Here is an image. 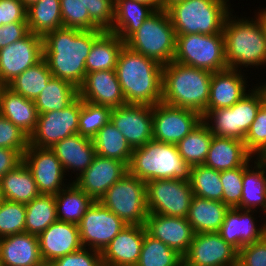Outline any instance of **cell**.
<instances>
[{
  "mask_svg": "<svg viewBox=\"0 0 266 266\" xmlns=\"http://www.w3.org/2000/svg\"><path fill=\"white\" fill-rule=\"evenodd\" d=\"M102 29L80 30L60 27L43 37V59L53 77L79 88L86 76L85 62Z\"/></svg>",
  "mask_w": 266,
  "mask_h": 266,
  "instance_id": "1",
  "label": "cell"
},
{
  "mask_svg": "<svg viewBox=\"0 0 266 266\" xmlns=\"http://www.w3.org/2000/svg\"><path fill=\"white\" fill-rule=\"evenodd\" d=\"M163 65L124 45L115 71L126 104L154 106L162 102Z\"/></svg>",
  "mask_w": 266,
  "mask_h": 266,
  "instance_id": "2",
  "label": "cell"
},
{
  "mask_svg": "<svg viewBox=\"0 0 266 266\" xmlns=\"http://www.w3.org/2000/svg\"><path fill=\"white\" fill-rule=\"evenodd\" d=\"M212 72L172 61L162 69V102L203 115L207 111Z\"/></svg>",
  "mask_w": 266,
  "mask_h": 266,
  "instance_id": "3",
  "label": "cell"
},
{
  "mask_svg": "<svg viewBox=\"0 0 266 266\" xmlns=\"http://www.w3.org/2000/svg\"><path fill=\"white\" fill-rule=\"evenodd\" d=\"M234 17L230 13L223 28L228 68L266 65V36L258 15L251 20Z\"/></svg>",
  "mask_w": 266,
  "mask_h": 266,
  "instance_id": "4",
  "label": "cell"
},
{
  "mask_svg": "<svg viewBox=\"0 0 266 266\" xmlns=\"http://www.w3.org/2000/svg\"><path fill=\"white\" fill-rule=\"evenodd\" d=\"M128 172L145 183L156 179L190 181L191 166L182 159L176 145L152 139L133 149Z\"/></svg>",
  "mask_w": 266,
  "mask_h": 266,
  "instance_id": "5",
  "label": "cell"
},
{
  "mask_svg": "<svg viewBox=\"0 0 266 266\" xmlns=\"http://www.w3.org/2000/svg\"><path fill=\"white\" fill-rule=\"evenodd\" d=\"M227 2L229 0H181L165 10L176 35H213L223 33L224 23L231 13Z\"/></svg>",
  "mask_w": 266,
  "mask_h": 266,
  "instance_id": "6",
  "label": "cell"
},
{
  "mask_svg": "<svg viewBox=\"0 0 266 266\" xmlns=\"http://www.w3.org/2000/svg\"><path fill=\"white\" fill-rule=\"evenodd\" d=\"M125 45L162 65L172 62L176 53V34L166 10H156Z\"/></svg>",
  "mask_w": 266,
  "mask_h": 266,
  "instance_id": "7",
  "label": "cell"
},
{
  "mask_svg": "<svg viewBox=\"0 0 266 266\" xmlns=\"http://www.w3.org/2000/svg\"><path fill=\"white\" fill-rule=\"evenodd\" d=\"M99 202L126 225H145L148 216L146 183L129 172L114 183Z\"/></svg>",
  "mask_w": 266,
  "mask_h": 266,
  "instance_id": "8",
  "label": "cell"
},
{
  "mask_svg": "<svg viewBox=\"0 0 266 266\" xmlns=\"http://www.w3.org/2000/svg\"><path fill=\"white\" fill-rule=\"evenodd\" d=\"M173 61L212 73L228 69L223 33L176 35Z\"/></svg>",
  "mask_w": 266,
  "mask_h": 266,
  "instance_id": "9",
  "label": "cell"
},
{
  "mask_svg": "<svg viewBox=\"0 0 266 266\" xmlns=\"http://www.w3.org/2000/svg\"><path fill=\"white\" fill-rule=\"evenodd\" d=\"M194 193L189 181L156 179L146 182L148 213L186 218Z\"/></svg>",
  "mask_w": 266,
  "mask_h": 266,
  "instance_id": "10",
  "label": "cell"
},
{
  "mask_svg": "<svg viewBox=\"0 0 266 266\" xmlns=\"http://www.w3.org/2000/svg\"><path fill=\"white\" fill-rule=\"evenodd\" d=\"M81 98L78 96L62 110L38 115L34 132L29 136V145L51 148L62 139L78 134Z\"/></svg>",
  "mask_w": 266,
  "mask_h": 266,
  "instance_id": "11",
  "label": "cell"
},
{
  "mask_svg": "<svg viewBox=\"0 0 266 266\" xmlns=\"http://www.w3.org/2000/svg\"><path fill=\"white\" fill-rule=\"evenodd\" d=\"M126 226L121 218L94 201L78 224L82 246L102 252Z\"/></svg>",
  "mask_w": 266,
  "mask_h": 266,
  "instance_id": "12",
  "label": "cell"
},
{
  "mask_svg": "<svg viewBox=\"0 0 266 266\" xmlns=\"http://www.w3.org/2000/svg\"><path fill=\"white\" fill-rule=\"evenodd\" d=\"M201 121L196 111L160 102L153 106V140L176 145Z\"/></svg>",
  "mask_w": 266,
  "mask_h": 266,
  "instance_id": "13",
  "label": "cell"
},
{
  "mask_svg": "<svg viewBox=\"0 0 266 266\" xmlns=\"http://www.w3.org/2000/svg\"><path fill=\"white\" fill-rule=\"evenodd\" d=\"M43 59V37L29 32L0 49V84L7 86L19 74Z\"/></svg>",
  "mask_w": 266,
  "mask_h": 266,
  "instance_id": "14",
  "label": "cell"
},
{
  "mask_svg": "<svg viewBox=\"0 0 266 266\" xmlns=\"http://www.w3.org/2000/svg\"><path fill=\"white\" fill-rule=\"evenodd\" d=\"M238 251L219 232L195 233L183 266H237Z\"/></svg>",
  "mask_w": 266,
  "mask_h": 266,
  "instance_id": "15",
  "label": "cell"
},
{
  "mask_svg": "<svg viewBox=\"0 0 266 266\" xmlns=\"http://www.w3.org/2000/svg\"><path fill=\"white\" fill-rule=\"evenodd\" d=\"M22 161L32 173L40 194L56 195L67 186L61 162L50 148L29 145Z\"/></svg>",
  "mask_w": 266,
  "mask_h": 266,
  "instance_id": "16",
  "label": "cell"
},
{
  "mask_svg": "<svg viewBox=\"0 0 266 266\" xmlns=\"http://www.w3.org/2000/svg\"><path fill=\"white\" fill-rule=\"evenodd\" d=\"M110 121L132 149L144 146L153 139V106L125 104L113 108Z\"/></svg>",
  "mask_w": 266,
  "mask_h": 266,
  "instance_id": "17",
  "label": "cell"
},
{
  "mask_svg": "<svg viewBox=\"0 0 266 266\" xmlns=\"http://www.w3.org/2000/svg\"><path fill=\"white\" fill-rule=\"evenodd\" d=\"M127 172L128 167L122 161L96 155L91 165L73 182L94 201H99Z\"/></svg>",
  "mask_w": 266,
  "mask_h": 266,
  "instance_id": "18",
  "label": "cell"
},
{
  "mask_svg": "<svg viewBox=\"0 0 266 266\" xmlns=\"http://www.w3.org/2000/svg\"><path fill=\"white\" fill-rule=\"evenodd\" d=\"M146 232L175 250L182 257L193 240L194 231L186 218L148 213Z\"/></svg>",
  "mask_w": 266,
  "mask_h": 266,
  "instance_id": "19",
  "label": "cell"
},
{
  "mask_svg": "<svg viewBox=\"0 0 266 266\" xmlns=\"http://www.w3.org/2000/svg\"><path fill=\"white\" fill-rule=\"evenodd\" d=\"M145 232V225H127L102 250V265L136 266Z\"/></svg>",
  "mask_w": 266,
  "mask_h": 266,
  "instance_id": "20",
  "label": "cell"
},
{
  "mask_svg": "<svg viewBox=\"0 0 266 266\" xmlns=\"http://www.w3.org/2000/svg\"><path fill=\"white\" fill-rule=\"evenodd\" d=\"M78 92L82 100L112 109L126 104L115 70L87 73Z\"/></svg>",
  "mask_w": 266,
  "mask_h": 266,
  "instance_id": "21",
  "label": "cell"
},
{
  "mask_svg": "<svg viewBox=\"0 0 266 266\" xmlns=\"http://www.w3.org/2000/svg\"><path fill=\"white\" fill-rule=\"evenodd\" d=\"M38 240L42 260L48 263L83 247L78 225L58 220L44 230Z\"/></svg>",
  "mask_w": 266,
  "mask_h": 266,
  "instance_id": "22",
  "label": "cell"
},
{
  "mask_svg": "<svg viewBox=\"0 0 266 266\" xmlns=\"http://www.w3.org/2000/svg\"><path fill=\"white\" fill-rule=\"evenodd\" d=\"M253 212L254 210L230 208L225 214L219 233L237 251L244 245L261 240L266 235V222L257 228Z\"/></svg>",
  "mask_w": 266,
  "mask_h": 266,
  "instance_id": "23",
  "label": "cell"
},
{
  "mask_svg": "<svg viewBox=\"0 0 266 266\" xmlns=\"http://www.w3.org/2000/svg\"><path fill=\"white\" fill-rule=\"evenodd\" d=\"M42 263L38 236L23 232L0 238L1 266H38Z\"/></svg>",
  "mask_w": 266,
  "mask_h": 266,
  "instance_id": "24",
  "label": "cell"
},
{
  "mask_svg": "<svg viewBox=\"0 0 266 266\" xmlns=\"http://www.w3.org/2000/svg\"><path fill=\"white\" fill-rule=\"evenodd\" d=\"M244 77L240 70L230 68L212 73L207 110L229 108L247 95Z\"/></svg>",
  "mask_w": 266,
  "mask_h": 266,
  "instance_id": "25",
  "label": "cell"
},
{
  "mask_svg": "<svg viewBox=\"0 0 266 266\" xmlns=\"http://www.w3.org/2000/svg\"><path fill=\"white\" fill-rule=\"evenodd\" d=\"M253 158L242 140L213 136L204 165L224 171L247 165Z\"/></svg>",
  "mask_w": 266,
  "mask_h": 266,
  "instance_id": "26",
  "label": "cell"
},
{
  "mask_svg": "<svg viewBox=\"0 0 266 266\" xmlns=\"http://www.w3.org/2000/svg\"><path fill=\"white\" fill-rule=\"evenodd\" d=\"M50 149L61 162L64 172H69V170L77 171L76 177L91 165L96 156L92 139L80 134L62 139Z\"/></svg>",
  "mask_w": 266,
  "mask_h": 266,
  "instance_id": "27",
  "label": "cell"
},
{
  "mask_svg": "<svg viewBox=\"0 0 266 266\" xmlns=\"http://www.w3.org/2000/svg\"><path fill=\"white\" fill-rule=\"evenodd\" d=\"M0 115L30 136L36 128L39 114L33 100L3 86L0 93Z\"/></svg>",
  "mask_w": 266,
  "mask_h": 266,
  "instance_id": "28",
  "label": "cell"
},
{
  "mask_svg": "<svg viewBox=\"0 0 266 266\" xmlns=\"http://www.w3.org/2000/svg\"><path fill=\"white\" fill-rule=\"evenodd\" d=\"M155 11L139 1L114 0V20L109 32L117 34L125 42Z\"/></svg>",
  "mask_w": 266,
  "mask_h": 266,
  "instance_id": "29",
  "label": "cell"
},
{
  "mask_svg": "<svg viewBox=\"0 0 266 266\" xmlns=\"http://www.w3.org/2000/svg\"><path fill=\"white\" fill-rule=\"evenodd\" d=\"M229 209L222 201L194 195L186 219L194 233L219 232Z\"/></svg>",
  "mask_w": 266,
  "mask_h": 266,
  "instance_id": "30",
  "label": "cell"
},
{
  "mask_svg": "<svg viewBox=\"0 0 266 266\" xmlns=\"http://www.w3.org/2000/svg\"><path fill=\"white\" fill-rule=\"evenodd\" d=\"M255 159L253 170L249 163L244 165L240 209L257 212L261 207L266 214V158Z\"/></svg>",
  "mask_w": 266,
  "mask_h": 266,
  "instance_id": "31",
  "label": "cell"
},
{
  "mask_svg": "<svg viewBox=\"0 0 266 266\" xmlns=\"http://www.w3.org/2000/svg\"><path fill=\"white\" fill-rule=\"evenodd\" d=\"M5 200L28 204L40 193L32 173L22 161L0 179Z\"/></svg>",
  "mask_w": 266,
  "mask_h": 266,
  "instance_id": "32",
  "label": "cell"
},
{
  "mask_svg": "<svg viewBox=\"0 0 266 266\" xmlns=\"http://www.w3.org/2000/svg\"><path fill=\"white\" fill-rule=\"evenodd\" d=\"M125 42L114 33L105 31L94 43L86 59V74L94 71L115 70Z\"/></svg>",
  "mask_w": 266,
  "mask_h": 266,
  "instance_id": "33",
  "label": "cell"
},
{
  "mask_svg": "<svg viewBox=\"0 0 266 266\" xmlns=\"http://www.w3.org/2000/svg\"><path fill=\"white\" fill-rule=\"evenodd\" d=\"M55 197L56 216L58 221L79 224L86 210L94 200L74 182L60 190Z\"/></svg>",
  "mask_w": 266,
  "mask_h": 266,
  "instance_id": "34",
  "label": "cell"
},
{
  "mask_svg": "<svg viewBox=\"0 0 266 266\" xmlns=\"http://www.w3.org/2000/svg\"><path fill=\"white\" fill-rule=\"evenodd\" d=\"M79 96L78 88L70 82L51 77L47 86L34 100L38 114L62 110Z\"/></svg>",
  "mask_w": 266,
  "mask_h": 266,
  "instance_id": "35",
  "label": "cell"
},
{
  "mask_svg": "<svg viewBox=\"0 0 266 266\" xmlns=\"http://www.w3.org/2000/svg\"><path fill=\"white\" fill-rule=\"evenodd\" d=\"M92 141L96 155L122 161L128 167L133 149L111 121L96 133Z\"/></svg>",
  "mask_w": 266,
  "mask_h": 266,
  "instance_id": "36",
  "label": "cell"
},
{
  "mask_svg": "<svg viewBox=\"0 0 266 266\" xmlns=\"http://www.w3.org/2000/svg\"><path fill=\"white\" fill-rule=\"evenodd\" d=\"M29 31L44 37L63 27L60 0H39L27 7Z\"/></svg>",
  "mask_w": 266,
  "mask_h": 266,
  "instance_id": "37",
  "label": "cell"
},
{
  "mask_svg": "<svg viewBox=\"0 0 266 266\" xmlns=\"http://www.w3.org/2000/svg\"><path fill=\"white\" fill-rule=\"evenodd\" d=\"M25 207V232L29 234L39 236L52 223L57 221L54 195L39 194Z\"/></svg>",
  "mask_w": 266,
  "mask_h": 266,
  "instance_id": "38",
  "label": "cell"
},
{
  "mask_svg": "<svg viewBox=\"0 0 266 266\" xmlns=\"http://www.w3.org/2000/svg\"><path fill=\"white\" fill-rule=\"evenodd\" d=\"M213 134L202 121L176 146L185 163L191 167L204 164Z\"/></svg>",
  "mask_w": 266,
  "mask_h": 266,
  "instance_id": "39",
  "label": "cell"
},
{
  "mask_svg": "<svg viewBox=\"0 0 266 266\" xmlns=\"http://www.w3.org/2000/svg\"><path fill=\"white\" fill-rule=\"evenodd\" d=\"M52 73L44 59L19 74L7 86L29 100H35L47 86Z\"/></svg>",
  "mask_w": 266,
  "mask_h": 266,
  "instance_id": "40",
  "label": "cell"
},
{
  "mask_svg": "<svg viewBox=\"0 0 266 266\" xmlns=\"http://www.w3.org/2000/svg\"><path fill=\"white\" fill-rule=\"evenodd\" d=\"M220 177L221 171L204 164L192 166L189 182L194 195L223 202V185Z\"/></svg>",
  "mask_w": 266,
  "mask_h": 266,
  "instance_id": "41",
  "label": "cell"
},
{
  "mask_svg": "<svg viewBox=\"0 0 266 266\" xmlns=\"http://www.w3.org/2000/svg\"><path fill=\"white\" fill-rule=\"evenodd\" d=\"M136 266H183V257L162 241L145 232Z\"/></svg>",
  "mask_w": 266,
  "mask_h": 266,
  "instance_id": "42",
  "label": "cell"
},
{
  "mask_svg": "<svg viewBox=\"0 0 266 266\" xmlns=\"http://www.w3.org/2000/svg\"><path fill=\"white\" fill-rule=\"evenodd\" d=\"M202 122L205 123L213 136L229 137L242 141L245 139V135L236 127L235 111H232V106L207 110L202 115Z\"/></svg>",
  "mask_w": 266,
  "mask_h": 266,
  "instance_id": "43",
  "label": "cell"
},
{
  "mask_svg": "<svg viewBox=\"0 0 266 266\" xmlns=\"http://www.w3.org/2000/svg\"><path fill=\"white\" fill-rule=\"evenodd\" d=\"M112 108L81 99L78 134L92 139L111 118Z\"/></svg>",
  "mask_w": 266,
  "mask_h": 266,
  "instance_id": "44",
  "label": "cell"
},
{
  "mask_svg": "<svg viewBox=\"0 0 266 266\" xmlns=\"http://www.w3.org/2000/svg\"><path fill=\"white\" fill-rule=\"evenodd\" d=\"M248 91L247 95L232 106V111H235L236 127L244 135L249 131L261 105V87L254 86Z\"/></svg>",
  "mask_w": 266,
  "mask_h": 266,
  "instance_id": "45",
  "label": "cell"
},
{
  "mask_svg": "<svg viewBox=\"0 0 266 266\" xmlns=\"http://www.w3.org/2000/svg\"><path fill=\"white\" fill-rule=\"evenodd\" d=\"M25 204L5 200L0 205V238L25 232Z\"/></svg>",
  "mask_w": 266,
  "mask_h": 266,
  "instance_id": "46",
  "label": "cell"
},
{
  "mask_svg": "<svg viewBox=\"0 0 266 266\" xmlns=\"http://www.w3.org/2000/svg\"><path fill=\"white\" fill-rule=\"evenodd\" d=\"M64 27L80 30L100 29L90 18L81 0H60Z\"/></svg>",
  "mask_w": 266,
  "mask_h": 266,
  "instance_id": "47",
  "label": "cell"
},
{
  "mask_svg": "<svg viewBox=\"0 0 266 266\" xmlns=\"http://www.w3.org/2000/svg\"><path fill=\"white\" fill-rule=\"evenodd\" d=\"M244 165L241 167L221 171L223 185V203L229 208H239L243 190Z\"/></svg>",
  "mask_w": 266,
  "mask_h": 266,
  "instance_id": "48",
  "label": "cell"
},
{
  "mask_svg": "<svg viewBox=\"0 0 266 266\" xmlns=\"http://www.w3.org/2000/svg\"><path fill=\"white\" fill-rule=\"evenodd\" d=\"M243 142L253 157L257 155V158H266V114L261 109L258 110Z\"/></svg>",
  "mask_w": 266,
  "mask_h": 266,
  "instance_id": "49",
  "label": "cell"
},
{
  "mask_svg": "<svg viewBox=\"0 0 266 266\" xmlns=\"http://www.w3.org/2000/svg\"><path fill=\"white\" fill-rule=\"evenodd\" d=\"M29 146V136L0 115V148L16 150L21 156Z\"/></svg>",
  "mask_w": 266,
  "mask_h": 266,
  "instance_id": "50",
  "label": "cell"
},
{
  "mask_svg": "<svg viewBox=\"0 0 266 266\" xmlns=\"http://www.w3.org/2000/svg\"><path fill=\"white\" fill-rule=\"evenodd\" d=\"M89 18L102 30L109 31L114 20V0H81Z\"/></svg>",
  "mask_w": 266,
  "mask_h": 266,
  "instance_id": "51",
  "label": "cell"
},
{
  "mask_svg": "<svg viewBox=\"0 0 266 266\" xmlns=\"http://www.w3.org/2000/svg\"><path fill=\"white\" fill-rule=\"evenodd\" d=\"M52 266H103L101 252L82 247L81 249L56 258L51 262Z\"/></svg>",
  "mask_w": 266,
  "mask_h": 266,
  "instance_id": "52",
  "label": "cell"
},
{
  "mask_svg": "<svg viewBox=\"0 0 266 266\" xmlns=\"http://www.w3.org/2000/svg\"><path fill=\"white\" fill-rule=\"evenodd\" d=\"M237 266H266V235L238 251Z\"/></svg>",
  "mask_w": 266,
  "mask_h": 266,
  "instance_id": "53",
  "label": "cell"
},
{
  "mask_svg": "<svg viewBox=\"0 0 266 266\" xmlns=\"http://www.w3.org/2000/svg\"><path fill=\"white\" fill-rule=\"evenodd\" d=\"M27 22V7L21 0H0V26Z\"/></svg>",
  "mask_w": 266,
  "mask_h": 266,
  "instance_id": "54",
  "label": "cell"
},
{
  "mask_svg": "<svg viewBox=\"0 0 266 266\" xmlns=\"http://www.w3.org/2000/svg\"><path fill=\"white\" fill-rule=\"evenodd\" d=\"M29 32L27 22H13L0 26V49L22 39Z\"/></svg>",
  "mask_w": 266,
  "mask_h": 266,
  "instance_id": "55",
  "label": "cell"
},
{
  "mask_svg": "<svg viewBox=\"0 0 266 266\" xmlns=\"http://www.w3.org/2000/svg\"><path fill=\"white\" fill-rule=\"evenodd\" d=\"M22 162V156L8 148H0V179Z\"/></svg>",
  "mask_w": 266,
  "mask_h": 266,
  "instance_id": "56",
  "label": "cell"
},
{
  "mask_svg": "<svg viewBox=\"0 0 266 266\" xmlns=\"http://www.w3.org/2000/svg\"><path fill=\"white\" fill-rule=\"evenodd\" d=\"M139 1L145 4H148L149 6L153 7L155 10H161L162 9V2L161 0H135Z\"/></svg>",
  "mask_w": 266,
  "mask_h": 266,
  "instance_id": "57",
  "label": "cell"
},
{
  "mask_svg": "<svg viewBox=\"0 0 266 266\" xmlns=\"http://www.w3.org/2000/svg\"><path fill=\"white\" fill-rule=\"evenodd\" d=\"M260 12L257 13L258 15V18L261 20V23L263 25V29H264V32H265V36H266V8L263 10H259Z\"/></svg>",
  "mask_w": 266,
  "mask_h": 266,
  "instance_id": "58",
  "label": "cell"
},
{
  "mask_svg": "<svg viewBox=\"0 0 266 266\" xmlns=\"http://www.w3.org/2000/svg\"><path fill=\"white\" fill-rule=\"evenodd\" d=\"M260 109L266 114V94L264 90L261 88V105Z\"/></svg>",
  "mask_w": 266,
  "mask_h": 266,
  "instance_id": "59",
  "label": "cell"
},
{
  "mask_svg": "<svg viewBox=\"0 0 266 266\" xmlns=\"http://www.w3.org/2000/svg\"><path fill=\"white\" fill-rule=\"evenodd\" d=\"M178 1H181V0H161L162 2V9H166L168 6H170L171 4L175 3V2H178Z\"/></svg>",
  "mask_w": 266,
  "mask_h": 266,
  "instance_id": "60",
  "label": "cell"
},
{
  "mask_svg": "<svg viewBox=\"0 0 266 266\" xmlns=\"http://www.w3.org/2000/svg\"><path fill=\"white\" fill-rule=\"evenodd\" d=\"M23 2V4L26 6V7H29L31 4L35 3L36 1H39V0H21Z\"/></svg>",
  "mask_w": 266,
  "mask_h": 266,
  "instance_id": "61",
  "label": "cell"
},
{
  "mask_svg": "<svg viewBox=\"0 0 266 266\" xmlns=\"http://www.w3.org/2000/svg\"><path fill=\"white\" fill-rule=\"evenodd\" d=\"M5 201L4 195H3V191L1 188V184H0V205Z\"/></svg>",
  "mask_w": 266,
  "mask_h": 266,
  "instance_id": "62",
  "label": "cell"
},
{
  "mask_svg": "<svg viewBox=\"0 0 266 266\" xmlns=\"http://www.w3.org/2000/svg\"><path fill=\"white\" fill-rule=\"evenodd\" d=\"M38 266H52V265H51V263L43 262L42 264H40Z\"/></svg>",
  "mask_w": 266,
  "mask_h": 266,
  "instance_id": "63",
  "label": "cell"
},
{
  "mask_svg": "<svg viewBox=\"0 0 266 266\" xmlns=\"http://www.w3.org/2000/svg\"><path fill=\"white\" fill-rule=\"evenodd\" d=\"M260 87L264 90V92L266 94V83L265 84L262 83V85L260 84Z\"/></svg>",
  "mask_w": 266,
  "mask_h": 266,
  "instance_id": "64",
  "label": "cell"
},
{
  "mask_svg": "<svg viewBox=\"0 0 266 266\" xmlns=\"http://www.w3.org/2000/svg\"><path fill=\"white\" fill-rule=\"evenodd\" d=\"M3 86H4V85H1V84H0V93H1V90H2Z\"/></svg>",
  "mask_w": 266,
  "mask_h": 266,
  "instance_id": "65",
  "label": "cell"
}]
</instances>
